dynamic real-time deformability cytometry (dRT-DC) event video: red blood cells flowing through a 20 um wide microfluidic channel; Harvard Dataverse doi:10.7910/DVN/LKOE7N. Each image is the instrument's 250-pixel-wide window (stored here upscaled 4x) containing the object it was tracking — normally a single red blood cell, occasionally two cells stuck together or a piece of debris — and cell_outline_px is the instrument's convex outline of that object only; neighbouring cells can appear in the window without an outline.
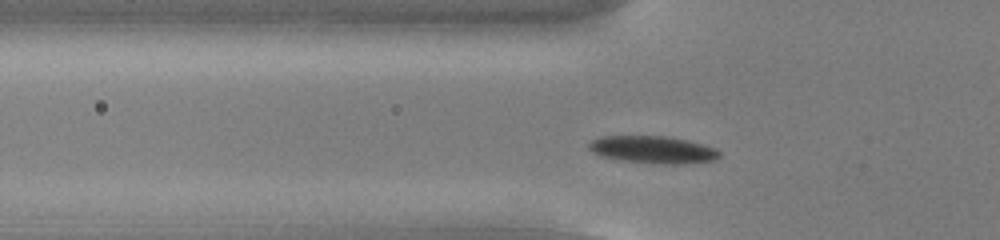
{"species": "common noctule bat (a hibernating species)", "species_latin": "Nyctalus noctula", "temperature_condition": "cold", "stored_images_in_passage": 44, "camera_frame_rate_fps": 3000, "um_per_image_px": 0.085, "animal": {"sex": "male", "body_mass_g": 13.0, "forearm_length_mm": 53.1}, "frame": {"image": 1, "passage_image": 8, "time_ms": 2.333, "image_size_px": [1000, 240], "cell_outline_px": [[720, 156], [716, 160], [688, 164], [660, 164], [620, 160], [600, 156], [592, 152], [588, 148], [588, 144], [592, 140], [600, 136], [668, 136], [688, 140], [704, 144], [716, 148], [720, 152]], "centroid_in_image_um": [55.52, 12.72], "position_along_channel_um": 70.3, "area_um2": 21.15}}
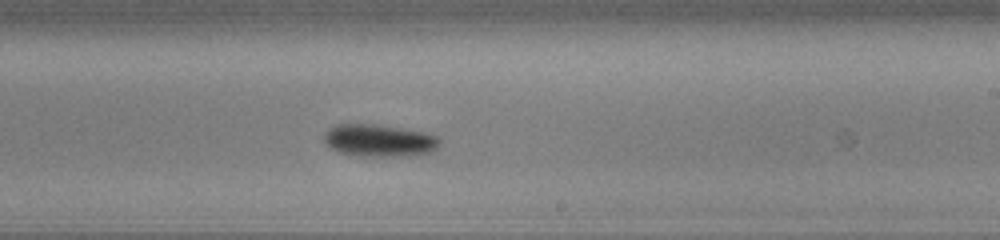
{"frame": {"image": 2, "passage_image": 23, "time_ms": 7.333, "image_size_px": [1000, 240], "cell_outline_px": [[440, 144], [432, 152], [408, 156], [356, 156], [340, 152], [328, 148], [324, 140], [324, 132], [336, 124], [380, 124], [404, 128], [424, 132], [436, 136], [440, 140]], "centroid_in_image_um": [32.22, 11.94], "position_along_channel_um": 256.8, "area_um2": 22.08}}
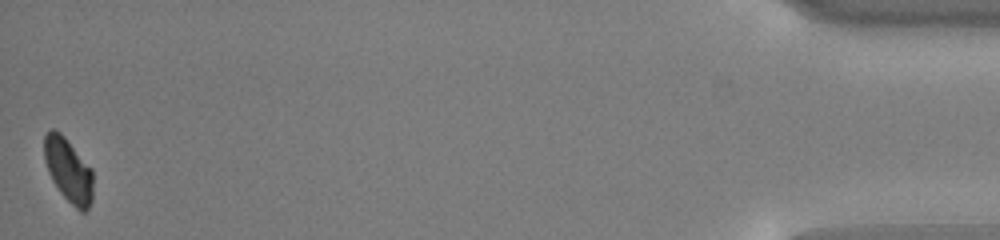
{"frame": {"image": 3, "passage_image": 44, "time_ms": 14.333, "image_size_px": [1000, 240], "cell_outline_px": [[92, 200], [88, 208], [84, 212], [80, 212], [60, 192], [52, 180], [48, 172], [44, 160], [44, 136], [52, 128], [60, 132], [64, 136], [92, 168]], "centroid_in_image_um": [5.81, 14.46], "position_along_channel_um": 429.4, "area_um2": 18.15}, "authors_computed_cell_mechanics": {"area_um2": 20.4034, "velocity_mm_per_s": 3.7563, "shape_relaxation_time_tau1_ms": 2.3599, "shape_relaxation_time_tau2_ms": null, "deformation_change_tau1": 0.0842, "deformation_change_tau2": null}}